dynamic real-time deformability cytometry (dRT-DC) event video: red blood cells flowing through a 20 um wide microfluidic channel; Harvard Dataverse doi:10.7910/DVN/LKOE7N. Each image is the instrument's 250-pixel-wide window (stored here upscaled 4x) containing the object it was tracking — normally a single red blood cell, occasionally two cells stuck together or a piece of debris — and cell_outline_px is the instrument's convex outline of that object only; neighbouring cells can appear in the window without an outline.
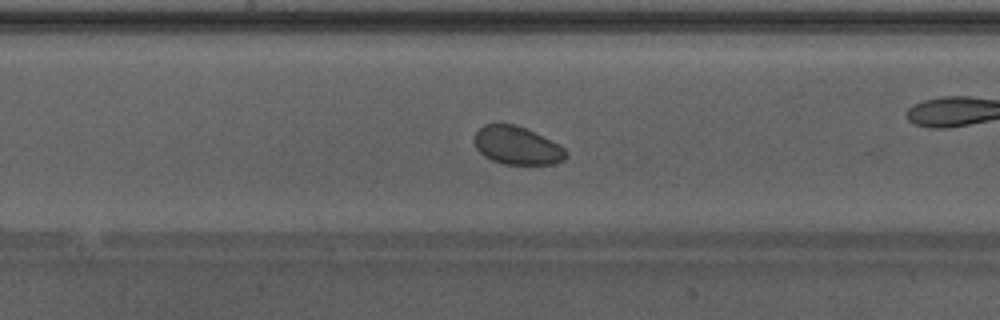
{"species": "Egyptian fruit bat (a non-hibernating species)", "species_latin": "Rousettus aegyptiacus", "temperature_condition": "warm", "stored_images_in_passage": 35, "camera_frame_rate_fps": 3000, "um_per_image_px": 0.085, "animal": {"sex": "male"}, "frame": {"image": 1, "passage_image": 11, "time_ms": 3.333, "image_size_px": [1000, 320], "cell_outline_px": [[568, 156], [564, 160], [552, 164], [504, 164], [492, 160], [484, 156], [476, 148], [472, 140], [472, 136], [484, 124], [516, 124], [560, 144], [568, 152]], "centroid_in_image_um": [43.94, 12.37], "position_along_channel_um": 204.3, "area_um2": 20.52}, "authors_computed_cell_mechanics": {"area_um2": 21.5016, "velocity_mm_per_s": 4.2481, "shape_relaxation_time_tau1_ms": null, "shape_relaxation_time_tau2_ms": 4.3937, "deformation_change_tau1": null, "deformation_change_tau2": 0.0538}}